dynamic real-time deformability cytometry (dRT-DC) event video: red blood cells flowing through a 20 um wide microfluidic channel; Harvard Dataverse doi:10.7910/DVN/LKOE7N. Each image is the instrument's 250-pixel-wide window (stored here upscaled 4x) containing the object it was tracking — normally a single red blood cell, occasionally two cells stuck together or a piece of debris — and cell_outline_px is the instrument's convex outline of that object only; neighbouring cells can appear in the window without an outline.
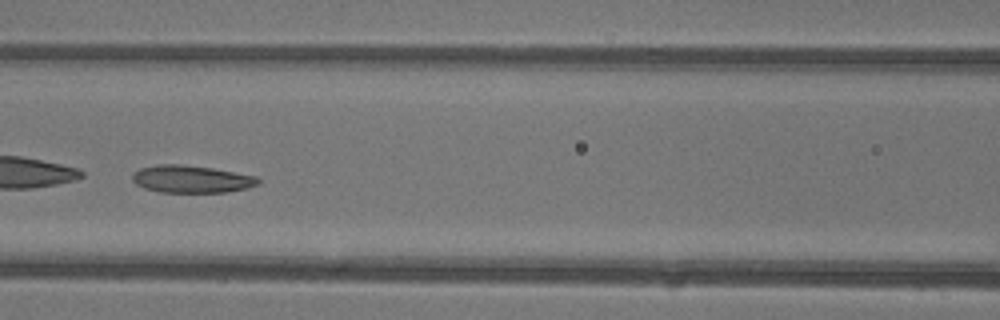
{"species": "common noctule bat (a hibernating species)", "species_latin": "Nyctalus noctula", "temperature_condition": "warm", "stored_images_in_passage": 42, "camera_frame_rate_fps": 3000, "um_per_image_px": 0.085, "animal": {"sex": "female"}, "frame": {"image": 1, "passage_image": 18, "time_ms": 5.667, "image_size_px": [1000, 320], "cell_outline_px": [[260, 184], [248, 188], [228, 192], [160, 192], [144, 188], [136, 184], [132, 180], [132, 172], [140, 168], [156, 164], [180, 164], [212, 168], [256, 176], [260, 180]], "centroid_in_image_um": [16.26, 15.22], "position_along_channel_um": 150.3, "area_um2": 20.23}, "authors_computed_cell_mechanics": {"area_um2": 21.3282, "velocity_mm_per_s": 4.4313, "shape_relaxation_time_tau1_ms": 7.1703, "shape_relaxation_time_tau2_ms": 3.4881, "deformation_change_tau1": 0.1539, "deformation_change_tau2": 0.1146}}